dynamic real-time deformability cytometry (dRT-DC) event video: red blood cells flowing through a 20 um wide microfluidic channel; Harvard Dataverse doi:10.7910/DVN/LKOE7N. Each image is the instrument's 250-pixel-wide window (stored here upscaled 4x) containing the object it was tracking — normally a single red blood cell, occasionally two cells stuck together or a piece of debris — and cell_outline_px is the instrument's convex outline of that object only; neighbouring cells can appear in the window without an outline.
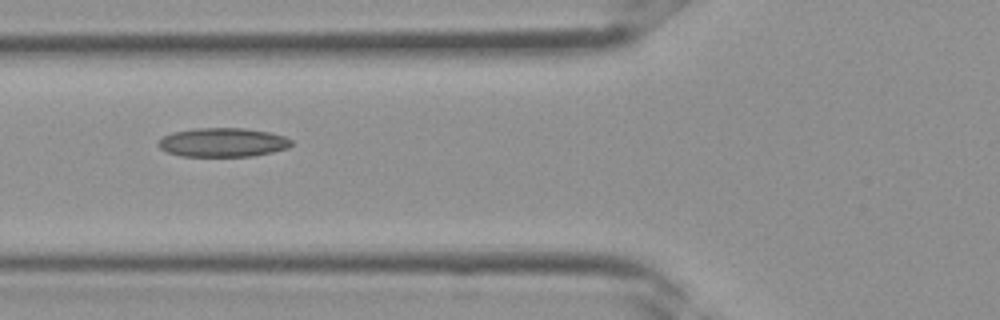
{"species": "Egyptian fruit bat (a non-hibernating species)", "species_latin": "Rousettus aegyptiacus", "temperature_condition": "room temperature", "stored_images_in_passage": 4, "camera_frame_rate_fps": 3000, "um_per_image_px": 0.085, "frame": {"image": 1, "passage_image": 4, "time_ms": 1.0, "image_size_px": [1000, 320], "cell_outline_px": [[292, 144], [288, 148], [272, 152], [252, 156], [180, 156], [168, 152], [160, 148], [160, 140], [164, 136], [172, 132], [196, 128], [244, 128], [268, 132], [284, 136], [292, 140]], "centroid_in_image_um": [18.96, 12.1], "position_along_channel_um": 106.8, "area_um2": 22.31}}